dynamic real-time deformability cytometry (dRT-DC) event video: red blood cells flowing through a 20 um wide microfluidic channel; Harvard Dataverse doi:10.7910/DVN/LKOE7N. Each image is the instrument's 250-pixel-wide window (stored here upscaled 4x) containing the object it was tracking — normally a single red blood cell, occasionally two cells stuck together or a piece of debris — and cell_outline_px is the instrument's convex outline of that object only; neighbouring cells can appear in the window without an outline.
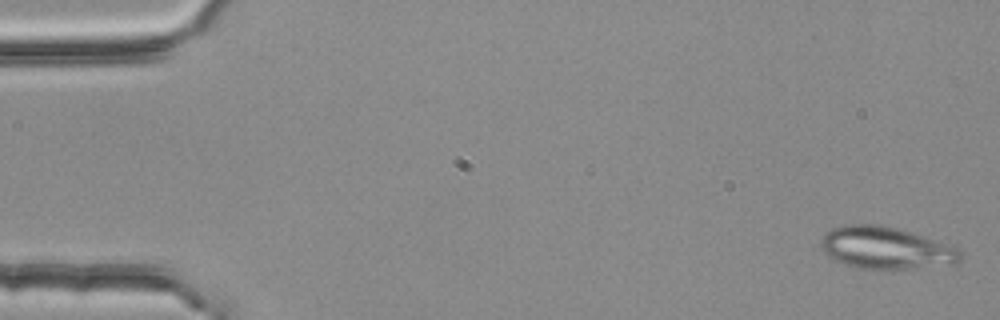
{"species": "common noctule bat (a hibernating species)", "species_latin": "Nyctalus noctula", "temperature_condition": "room temperature", "stored_images_in_passage": 4, "camera_frame_rate_fps": 3000, "um_per_image_px": 0.085, "animal": {"sex": "female", "body_mass_g": 25.1}, "frame": {"image": 1, "passage_image": 1, "time_ms": 0.0, "image_size_px": [1000, 320], "cell_outline_px": [[960, 260], [952, 264], [904, 268], [864, 268], [848, 264], [836, 260], [828, 256], [820, 248], [820, 240], [824, 232], [832, 228], [844, 224], [880, 224], [896, 228], [956, 248], [960, 252]], "centroid_in_image_um": [75.18, 21.04], "position_along_channel_um": 9.8, "area_um2": 33.29}}